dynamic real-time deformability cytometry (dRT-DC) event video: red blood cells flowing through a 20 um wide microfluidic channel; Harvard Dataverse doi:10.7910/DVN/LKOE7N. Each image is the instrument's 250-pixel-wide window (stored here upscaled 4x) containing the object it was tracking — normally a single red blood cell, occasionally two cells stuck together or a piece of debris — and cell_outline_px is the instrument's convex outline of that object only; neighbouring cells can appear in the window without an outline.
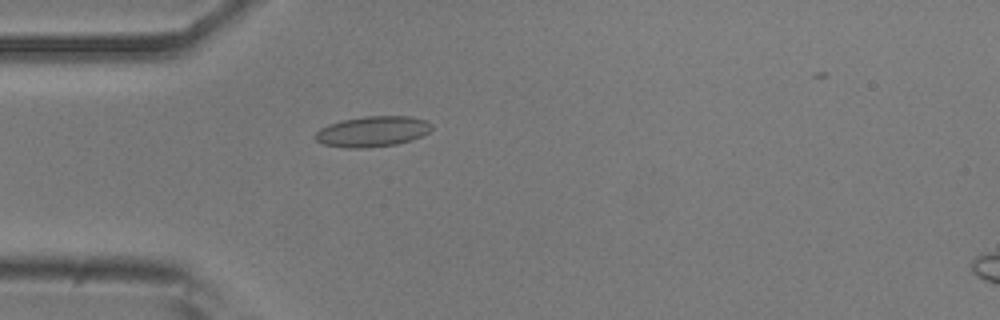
{"species": "common noctule bat (a hibernating species)", "species_latin": "Nyctalus noctula", "temperature_condition": "room temperature", "stored_images_in_passage": 54, "camera_frame_rate_fps": 3000, "um_per_image_px": 0.085, "animal": {"sex": "male", "body_mass_g": 20.5, "forearm_length_mm": 52.5}, "frame": {"image": 1, "passage_image": 15, "time_ms": 4.667, "image_size_px": [1000, 320], "cell_outline_px": [[432, 128], [428, 132], [412, 140], [396, 144], [368, 148], [348, 148], [324, 144], [316, 140], [312, 136], [320, 128], [328, 124], [340, 120], [364, 116], [412, 116], [428, 120], [432, 124]], "centroid_in_image_um": [31.66, 11.16], "position_along_channel_um": 53.3, "area_um2": 20.98}}
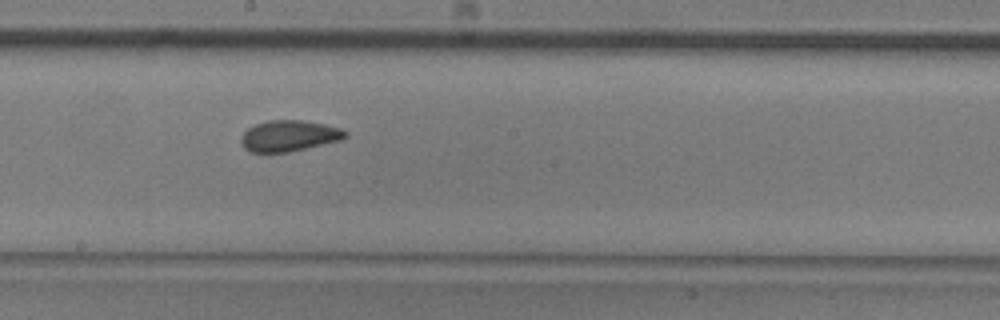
{"frame": {"image": 2, "passage_image": 29, "time_ms": 9.333, "image_size_px": [1000, 320], "cell_outline_px": [[348, 136], [340, 140], [288, 152], [252, 152], [244, 148], [240, 140], [240, 136], [248, 128], [256, 124], [268, 120], [304, 120], [324, 124], [340, 128], [348, 132]], "centroid_in_image_um": [24.56, 11.54], "position_along_channel_um": 223.6, "area_um2": 18.79}}
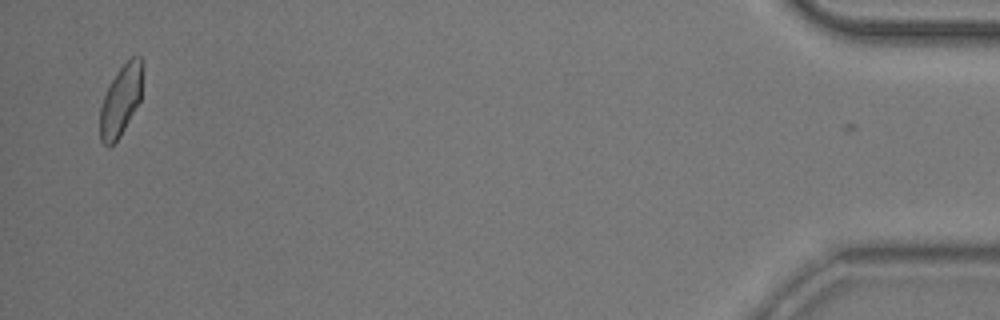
{"frame": {"image": 3, "passage_image": 52, "time_ms": 17.0, "image_size_px": [1000, 320], "cell_outline_px": [[144, 64], [140, 100], [120, 136], [108, 148], [100, 140], [100, 108], [104, 96], [116, 72], [132, 56], [140, 56], [144, 60]], "centroid_in_image_um": [10.29, 8.5], "position_along_channel_um": 424.9, "area_um2": 17.51}, "authors_computed_cell_mechanics": {"area_um2": 18.9295, "velocity_mm_per_s": 3.7683, "shape_relaxation_time_tau1_ms": 6.6389, "shape_relaxation_time_tau2_ms": 1.3356, "deformation_change_tau1": 0.1179, "deformation_change_tau2": 0.0692}}